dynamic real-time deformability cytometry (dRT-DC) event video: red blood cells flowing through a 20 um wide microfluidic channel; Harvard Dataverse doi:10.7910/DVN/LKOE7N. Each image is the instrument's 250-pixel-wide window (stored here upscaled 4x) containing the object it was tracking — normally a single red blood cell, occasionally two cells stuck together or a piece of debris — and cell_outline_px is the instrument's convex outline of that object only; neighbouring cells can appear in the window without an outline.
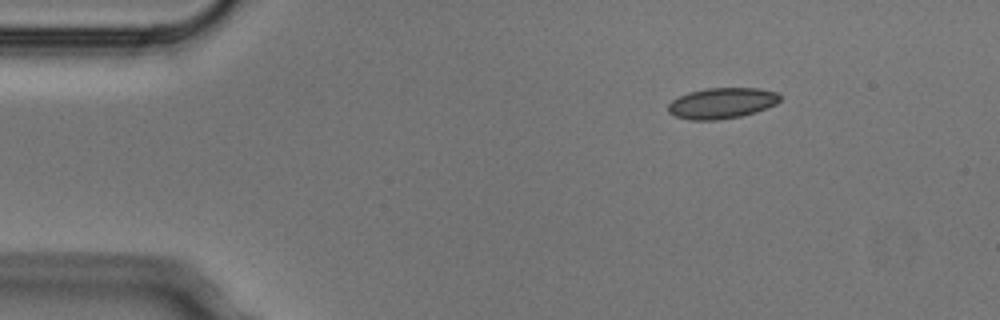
{"species": "Egyptian fruit bat (a non-hibernating species)", "species_latin": "Rousettus aegyptiacus", "temperature_condition": "cold", "stored_images_in_passage": 1, "camera_frame_rate_fps": 3000, "um_per_image_px": 0.085, "animal": {"sex": "male"}, "frame": {"image": 1, "passage_image": 1, "time_ms": 0.0, "image_size_px": [1000, 320], "cell_outline_px": [[780, 100], [776, 104], [756, 112], [740, 116], [716, 120], [692, 120], [676, 116], [668, 112], [668, 104], [672, 100], [688, 92], [704, 88], [760, 88], [776, 92], [780, 96]], "centroid_in_image_um": [61.35, 8.76], "position_along_channel_um": 23.6, "area_um2": 20.06}}